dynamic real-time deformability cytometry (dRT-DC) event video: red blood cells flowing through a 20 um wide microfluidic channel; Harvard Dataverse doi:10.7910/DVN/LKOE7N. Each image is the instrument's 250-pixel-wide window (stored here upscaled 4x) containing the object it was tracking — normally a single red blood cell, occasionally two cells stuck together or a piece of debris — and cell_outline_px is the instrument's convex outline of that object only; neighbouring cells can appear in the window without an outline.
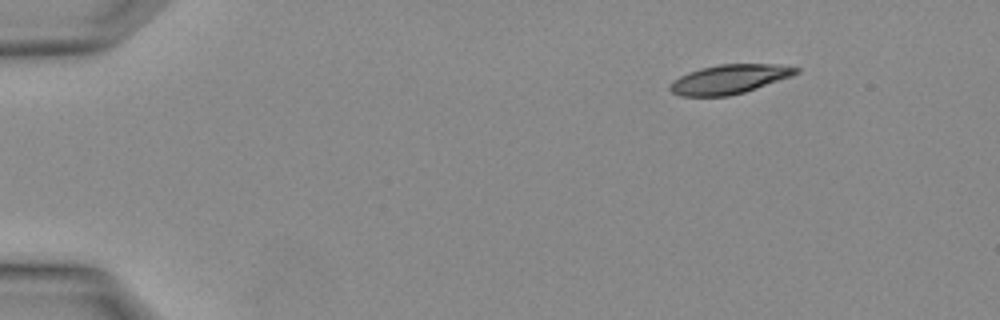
{"species": "Egyptian fruit bat (a non-hibernating species)", "species_latin": "Rousettus aegyptiacus", "temperature_condition": "warm", "stored_images_in_passage": 3, "camera_frame_rate_fps": 3000, "um_per_image_px": 0.085, "animal": {"sex": "female"}, "frame": {"image": 1, "passage_image": 1, "time_ms": 0.0, "image_size_px": [1000, 320], "cell_outline_px": [[800, 72], [792, 76], [744, 92], [728, 96], [680, 96], [672, 92], [668, 88], [672, 80], [688, 72], [700, 68], [720, 64], [776, 64], [800, 68]], "centroid_in_image_um": [61.98, 6.73], "position_along_channel_um": 23.0, "area_um2": 21.44}}
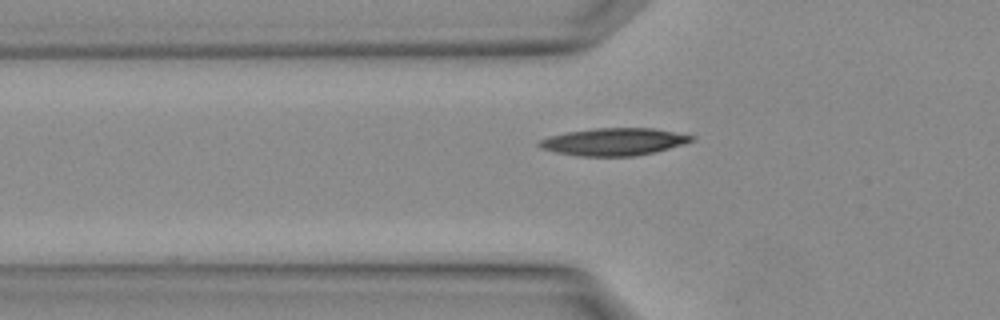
{"frame": {"image": 2, "passage_image": 3, "time_ms": 0.667, "image_size_px": [1000, 320], "cell_outline_px": [[696, 140], [684, 144], [656, 152], [636, 156], [580, 156], [556, 152], [540, 148], [536, 144], [540, 140], [552, 136], [568, 132], [596, 128], [652, 128], [696, 136]], "centroid_in_image_um": [52.23, 12.05], "position_along_channel_um": 73.6, "area_um2": 24.28}}